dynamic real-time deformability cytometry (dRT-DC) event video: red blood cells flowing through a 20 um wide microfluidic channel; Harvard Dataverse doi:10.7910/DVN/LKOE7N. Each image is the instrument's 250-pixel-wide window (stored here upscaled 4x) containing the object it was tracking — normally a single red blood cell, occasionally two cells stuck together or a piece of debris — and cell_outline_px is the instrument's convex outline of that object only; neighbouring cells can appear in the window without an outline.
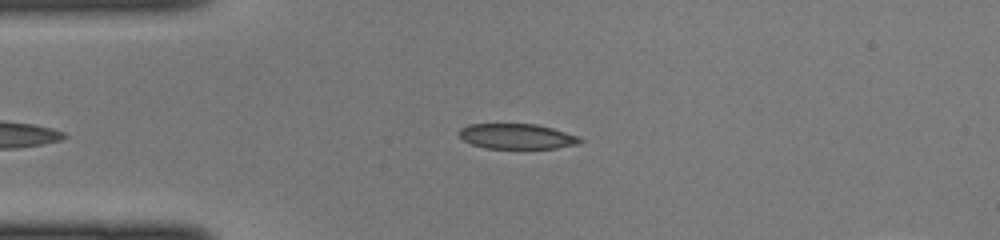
{"species": "common noctule bat (a hibernating species)", "species_latin": "Nyctalus noctula", "temperature_condition": "cold", "stored_images_in_passage": 33, "camera_frame_rate_fps": 3000, "um_per_image_px": 0.085, "animal": {"sex": "female", "body_mass_g": 22.0, "forearm_length_mm": 56.7}, "frame": {"image": 1, "passage_image": 2, "time_ms": 0.333, "image_size_px": [1000, 240], "cell_outline_px": [[584, 140], [580, 144], [556, 148], [484, 148], [472, 144], [464, 140], [456, 132], [460, 128], [468, 124], [536, 124], [552, 128], [576, 136]], "centroid_in_image_um": [43.9, 11.59], "position_along_channel_um": 41.1, "area_um2": 17.74}}
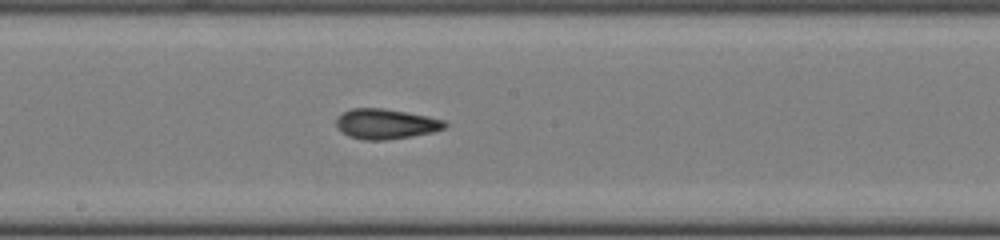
{"frame": {"image": 2, "passage_image": 15, "time_ms": 4.667, "image_size_px": [1000, 240], "cell_outline_px": [[448, 124], [444, 128], [432, 132], [412, 136], [388, 140], [364, 140], [348, 136], [336, 128], [336, 116], [352, 108], [384, 108], [428, 116], [448, 120]], "centroid_in_image_um": [32.79, 10.53], "position_along_channel_um": 215.4, "area_um2": 19.31}}
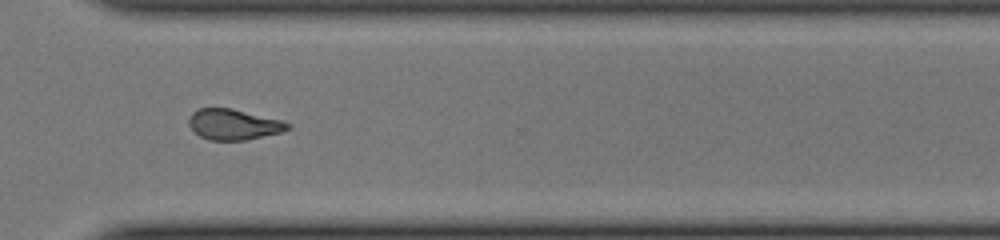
{"frame": {"image": 3, "passage_image": 24, "time_ms": 7.667, "image_size_px": [1000, 240], "cell_outline_px": [[292, 124], [288, 128], [280, 132], [248, 140], [208, 140], [200, 136], [188, 124], [188, 116], [192, 112], [200, 108], [232, 108], [280, 120]], "centroid_in_image_um": [19.82, 10.57], "position_along_channel_um": 350.8, "area_um2": 17.57}}